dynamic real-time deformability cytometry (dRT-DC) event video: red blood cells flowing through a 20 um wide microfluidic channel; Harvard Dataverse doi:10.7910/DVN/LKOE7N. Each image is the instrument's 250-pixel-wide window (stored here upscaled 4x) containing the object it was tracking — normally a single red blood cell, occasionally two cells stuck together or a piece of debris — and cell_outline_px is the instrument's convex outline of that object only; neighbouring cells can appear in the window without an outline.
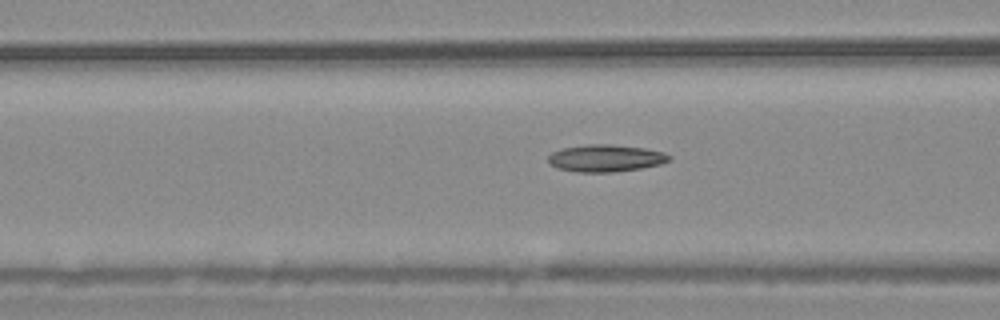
{"species": "common noctule bat (a hibernating species)", "species_latin": "Nyctalus noctula", "temperature_condition": "warm", "stored_images_in_passage": 48, "camera_frame_rate_fps": 3000, "um_per_image_px": 0.085, "animal": {"sex": "male", "body_mass_g": 20.4}, "frame": {"image": 1, "passage_image": 14, "time_ms": 4.333, "image_size_px": [1000, 320], "cell_outline_px": [[672, 156], [668, 160], [660, 164], [640, 168], [612, 172], [576, 172], [560, 168], [548, 164], [548, 156], [552, 152], [564, 148], [588, 144], [612, 144], [644, 148], [664, 152]], "centroid_in_image_um": [51.47, 13.44], "position_along_channel_um": 115.1, "area_um2": 19.02}}
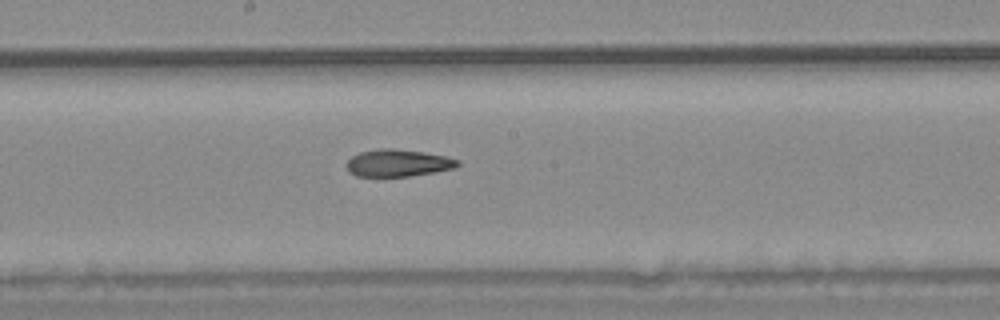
{"frame": {"image": 2, "passage_image": 22, "time_ms": 7.0, "image_size_px": [1000, 320], "cell_outline_px": [[460, 164], [452, 168], [432, 172], [408, 176], [356, 176], [348, 172], [348, 160], [352, 156], [360, 152], [380, 148], [392, 148], [424, 152], [448, 156], [460, 160]], "centroid_in_image_um": [33.83, 13.84], "position_along_channel_um": 214.4, "area_um2": 17.46}}
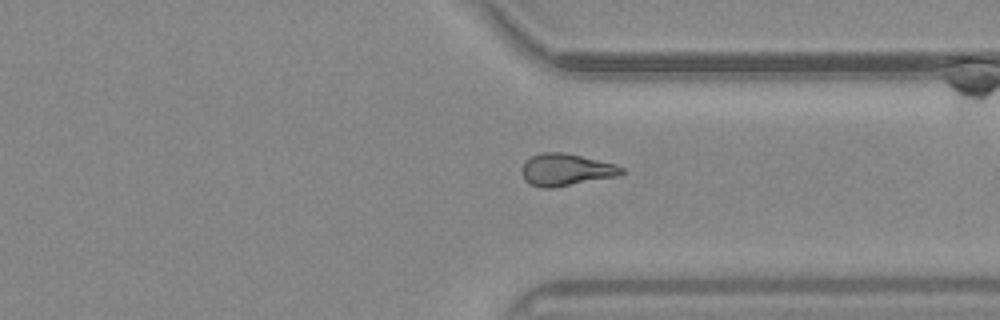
{"frame": {"image": 3, "passage_image": 34, "time_ms": 11.0, "image_size_px": [1000, 320], "cell_outline_px": [[624, 172], [620, 176], [552, 188], [540, 188], [528, 184], [524, 180], [524, 160], [540, 152], [564, 152], [616, 164], [624, 168]], "centroid_in_image_um": [48.13, 14.43], "position_along_channel_um": 363.3, "area_um2": 18.79}}